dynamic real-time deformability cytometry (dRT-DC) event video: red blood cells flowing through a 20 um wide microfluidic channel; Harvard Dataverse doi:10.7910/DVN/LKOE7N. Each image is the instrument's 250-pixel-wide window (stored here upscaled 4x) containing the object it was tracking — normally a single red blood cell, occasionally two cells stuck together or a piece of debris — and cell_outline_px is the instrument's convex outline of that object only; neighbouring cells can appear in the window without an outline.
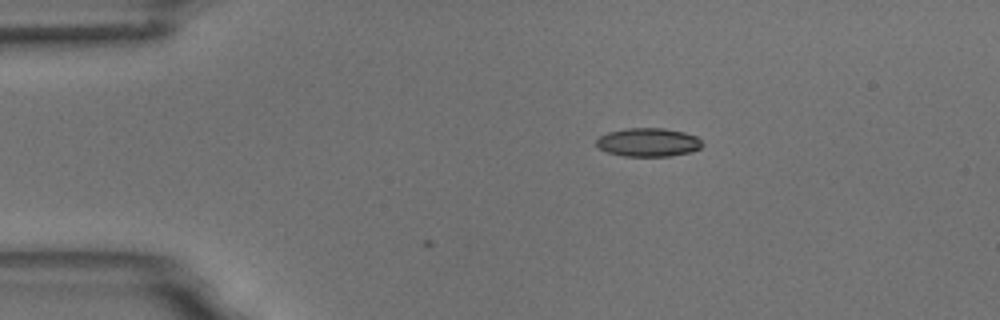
{"species": "common noctule bat (a hibernating species)", "species_latin": "Nyctalus noctula", "temperature_condition": "room temperature", "stored_images_in_passage": 4, "camera_frame_rate_fps": 3000, "um_per_image_px": 0.085, "animal": {"sex": "male", "body_mass_g": 18.8}, "frame": {"image": 1, "passage_image": 4, "time_ms": 3.333, "image_size_px": [1000, 320], "cell_outline_px": [[704, 144], [700, 148], [688, 152], [668, 156], [624, 156], [608, 152], [600, 148], [596, 144], [596, 140], [600, 136], [608, 132], [624, 128], [664, 128], [684, 132], [696, 136]], "centroid_in_image_um": [55.09, 12.08], "position_along_channel_um": 29.9, "area_um2": 17.51}}